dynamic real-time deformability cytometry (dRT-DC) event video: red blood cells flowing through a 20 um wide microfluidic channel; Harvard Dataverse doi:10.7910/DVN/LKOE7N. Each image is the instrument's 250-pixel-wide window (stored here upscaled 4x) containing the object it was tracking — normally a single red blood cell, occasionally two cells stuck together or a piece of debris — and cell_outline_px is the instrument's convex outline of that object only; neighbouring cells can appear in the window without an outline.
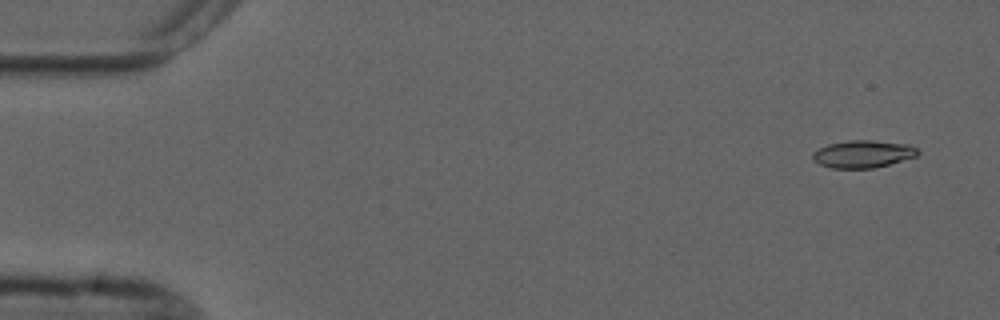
{"species": "common noctule bat (a hibernating species)", "species_latin": "Nyctalus noctula", "temperature_condition": "cold", "stored_images_in_passage": 4, "camera_frame_rate_fps": 3000, "um_per_image_px": 0.085, "animal": {"sex": "male", "forearm_length_mm": 52.5}, "frame": {"image": 1, "passage_image": 1, "time_ms": 0.0, "image_size_px": [1000, 320], "cell_outline_px": [[920, 152], [916, 156], [888, 164], [872, 168], [832, 168], [820, 164], [812, 156], [812, 152], [828, 144], [852, 140], [872, 140], [908, 144], [916, 148]], "centroid_in_image_um": [73.36, 13.08], "position_along_channel_um": 11.6, "area_um2": 16.53}}
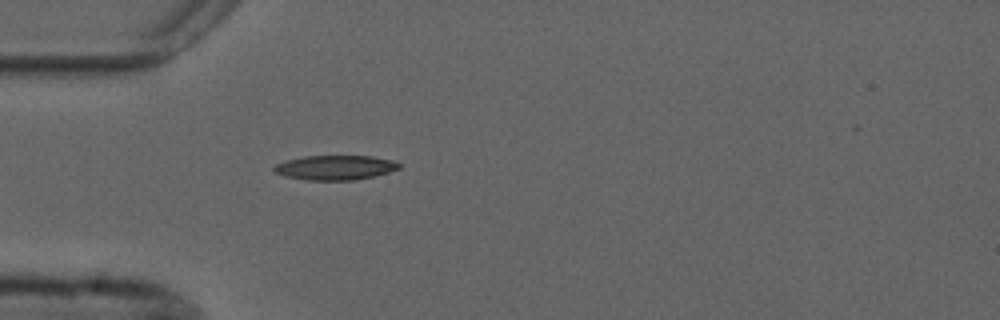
{"frame": {"image": 2, "passage_image": 4, "time_ms": 4.333, "image_size_px": [1000, 320], "cell_outline_px": [[400, 168], [388, 172], [372, 176], [352, 180], [308, 180], [284, 176], [276, 172], [272, 168], [276, 164], [284, 160], [304, 156], [372, 156], [392, 160], [400, 164]], "centroid_in_image_um": [28.45, 14.23], "position_along_channel_um": 56.5, "area_um2": 17.8}}